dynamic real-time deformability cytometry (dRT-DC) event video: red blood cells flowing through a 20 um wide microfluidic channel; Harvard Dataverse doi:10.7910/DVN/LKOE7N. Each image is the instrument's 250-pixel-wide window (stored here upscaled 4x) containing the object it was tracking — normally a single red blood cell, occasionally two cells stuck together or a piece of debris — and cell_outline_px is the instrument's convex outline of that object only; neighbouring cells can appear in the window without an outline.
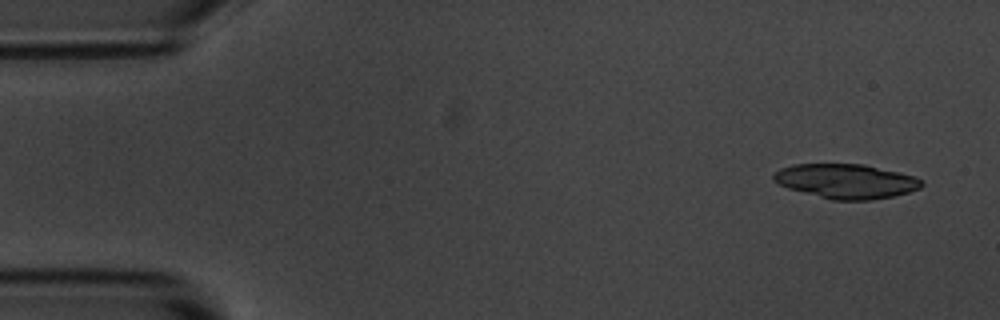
{"species": "common noctule bat (a hibernating species)", "species_latin": "Nyctalus noctula", "temperature_condition": "room temperature", "stored_images_in_passage": 6, "camera_frame_rate_fps": 3000, "um_per_image_px": 0.085, "animal": {"sex": "male", "body_mass_g": 20.1, "forearm_length_mm": 53.5}, "frame": {"image": 1, "passage_image": 2, "time_ms": 0.667, "image_size_px": [1000, 320], "cell_outline_px": [[924, 184], [920, 188], [908, 192], [892, 196], [872, 200], [832, 200], [788, 188], [776, 184], [772, 180], [772, 176], [780, 168], [792, 164], [864, 164], [912, 176], [924, 180]], "centroid_in_image_um": [71.88, 15.4], "position_along_channel_um": 13.1, "area_um2": 29.71}}